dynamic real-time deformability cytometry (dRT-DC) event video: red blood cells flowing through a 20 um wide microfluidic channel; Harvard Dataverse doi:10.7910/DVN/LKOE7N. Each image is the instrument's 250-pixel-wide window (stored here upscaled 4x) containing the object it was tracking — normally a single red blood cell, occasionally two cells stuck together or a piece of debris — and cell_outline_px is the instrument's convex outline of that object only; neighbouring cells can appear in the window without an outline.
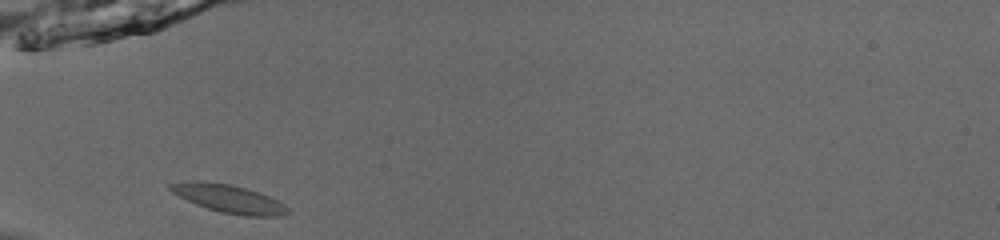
{"species": "common noctule bat (a hibernating species)", "species_latin": "Nyctalus noctula", "temperature_condition": "room temperature", "stored_images_in_passage": 35, "camera_frame_rate_fps": 3000, "um_per_image_px": 0.085, "animal": {"sex": "male", "body_mass_g": 13.0, "forearm_length_mm": 53.1}, "frame": {"image": 1, "passage_image": 1, "time_ms": 0.0, "image_size_px": [1000, 240], "cell_outline_px": [[288, 212], [280, 216], [244, 216], [220, 212], [196, 204], [172, 192], [168, 188], [168, 184], [192, 180], [196, 180], [228, 184], [244, 188], [268, 196], [284, 204], [288, 208]], "centroid_in_image_um": [19.42, 16.89], "position_along_channel_um": 65.6, "area_um2": 18.84}}
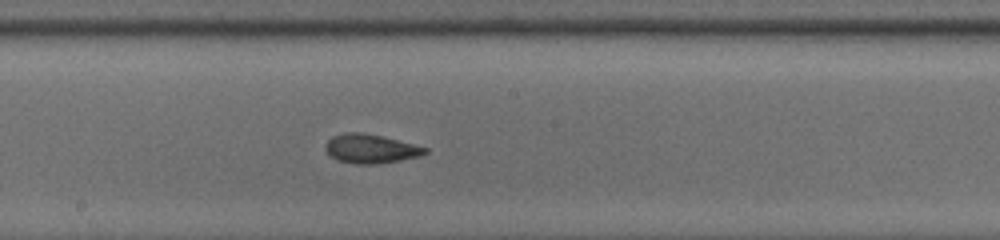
{"frame": {"image": 2, "passage_image": 13, "time_ms": 4.0, "image_size_px": [1000, 240], "cell_outline_px": [[428, 152], [420, 156], [380, 164], [352, 164], [336, 160], [324, 148], [324, 144], [332, 136], [344, 132], [360, 132], [380, 136], [428, 148]], "centroid_in_image_um": [31.46, 12.65], "position_along_channel_um": 216.7, "area_um2": 16.82}}
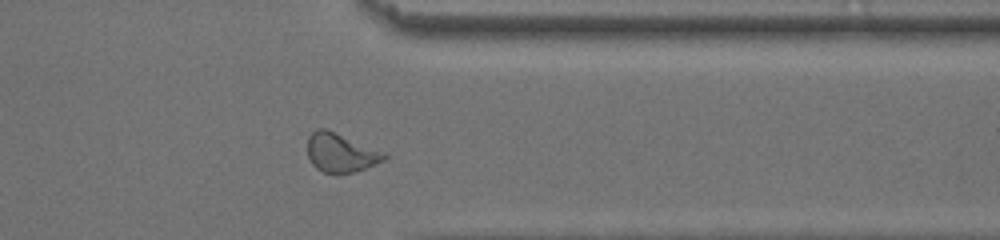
{"frame": {"image": 3, "passage_image": 26, "time_ms": 8.333, "image_size_px": [1000, 240], "cell_outline_px": [[388, 156], [384, 160], [356, 172], [336, 176], [324, 172], [316, 168], [312, 164], [308, 156], [308, 136], [316, 128], [324, 128], [388, 152]], "centroid_in_image_um": [28.99, 13.01], "position_along_channel_um": 382.4, "area_um2": 17.86}, "authors_computed_cell_mechanics": {"area_um2": 16.8198, "velocity_mm_per_s": 3.8615, "shape_relaxation_time_tau1_ms": 4.7185, "shape_relaxation_time_tau2_ms": 2.2713, "deformation_change_tau1": 0.1574, "deformation_change_tau2": 0.0679}}